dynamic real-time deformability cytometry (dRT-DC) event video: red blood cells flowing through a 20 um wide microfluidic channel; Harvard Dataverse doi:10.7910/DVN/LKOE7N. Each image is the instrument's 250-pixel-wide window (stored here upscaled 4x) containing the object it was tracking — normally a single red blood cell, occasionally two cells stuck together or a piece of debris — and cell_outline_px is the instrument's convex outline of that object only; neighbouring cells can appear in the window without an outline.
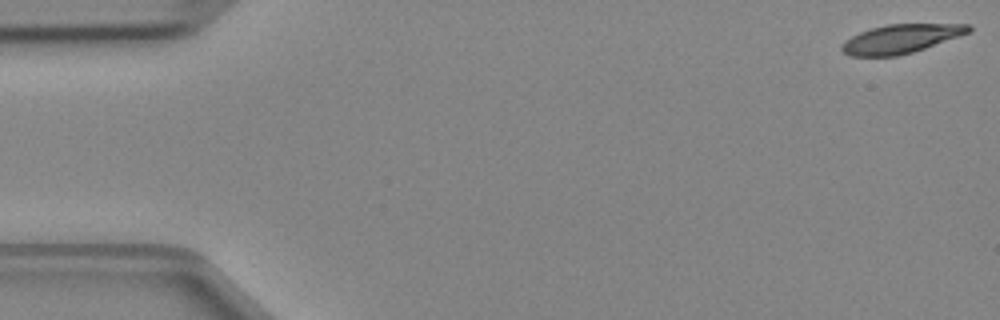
{"species": "Egyptian fruit bat (a non-hibernating species)", "species_latin": "Rousettus aegyptiacus", "temperature_condition": "cold", "stored_images_in_passage": 47, "camera_frame_rate_fps": 3000, "um_per_image_px": 0.085, "animal": {"sex": "female"}, "frame": {"image": 1, "passage_image": 1, "time_ms": 0.0, "image_size_px": [1000, 320], "cell_outline_px": [[972, 32], [912, 52], [896, 56], [848, 56], [840, 48], [840, 44], [844, 40], [860, 32], [872, 28], [888, 24], [968, 24], [972, 28]], "centroid_in_image_um": [76.56, 3.3], "position_along_channel_um": 8.4, "area_um2": 21.27}}
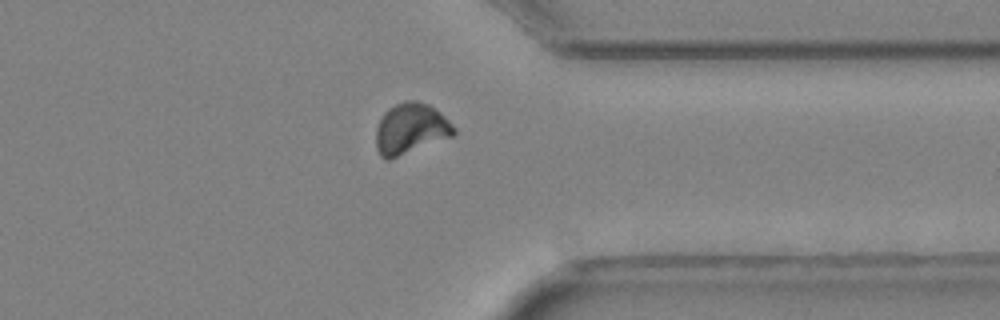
{"frame": {"image": 2, "passage_image": 37, "time_ms": 12.0, "image_size_px": [1000, 320], "cell_outline_px": [[456, 132], [452, 136], [388, 160], [384, 160], [380, 156], [376, 148], [376, 128], [384, 112], [388, 108], [404, 100], [416, 100], [428, 104], [440, 112], [456, 128]], "centroid_in_image_um": [34.88, 10.93], "position_along_channel_um": 376.5, "area_um2": 23.0}}
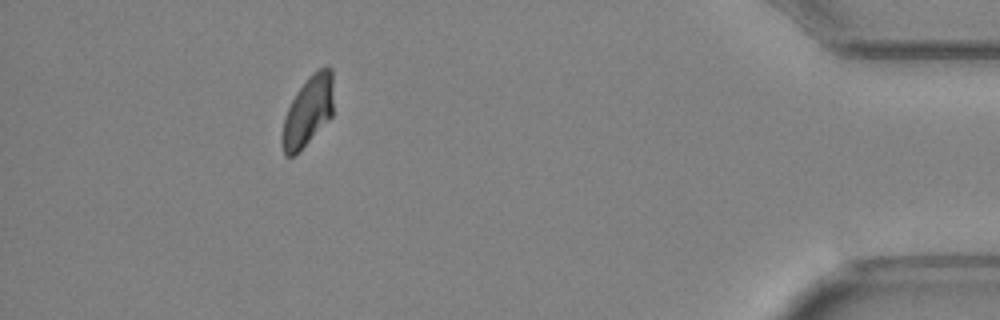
{"frame": {"image": 3, "passage_image": 43, "time_ms": 14.0, "image_size_px": [1000, 320], "cell_outline_px": [[332, 116], [300, 152], [292, 156], [284, 156], [280, 140], [284, 120], [288, 108], [296, 92], [312, 72], [328, 64], [332, 68]], "centroid_in_image_um": [26.17, 9.47], "position_along_channel_um": 409.0, "area_um2": 21.1}}